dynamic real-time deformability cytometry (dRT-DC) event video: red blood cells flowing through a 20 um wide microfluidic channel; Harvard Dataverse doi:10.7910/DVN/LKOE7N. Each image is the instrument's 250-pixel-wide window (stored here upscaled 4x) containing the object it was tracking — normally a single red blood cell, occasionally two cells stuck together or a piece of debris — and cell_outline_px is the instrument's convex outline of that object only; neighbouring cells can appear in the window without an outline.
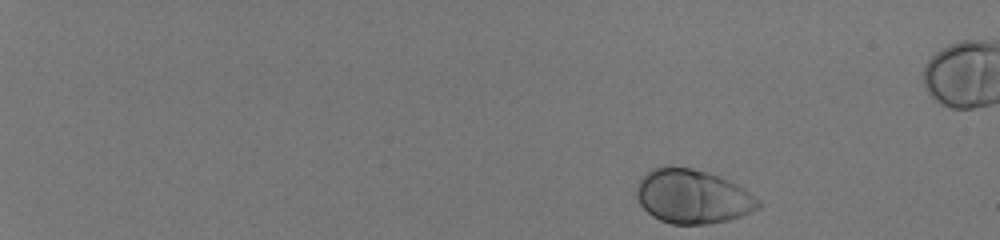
{"species": "human", "species_latin": "Homo sapiens", "temperature_condition": "room temperature", "stored_images_in_passage": 47, "camera_frame_rate_fps": 3000, "um_per_image_px": 0.085, "donor": {"sex": "male"}, "frame": {"image": 1, "passage_image": 1, "time_ms": 0.0, "image_size_px": [1000, 240], "cell_outline_px": [[760, 208], [740, 216], [728, 220], [708, 224], [672, 224], [660, 220], [652, 216], [640, 204], [636, 196], [636, 188], [640, 180], [652, 168], [692, 168], [720, 176], [744, 188], [760, 204]], "centroid_in_image_um": [58.86, 16.72], "position_along_channel_um": 26.1, "area_um2": 37.74}}
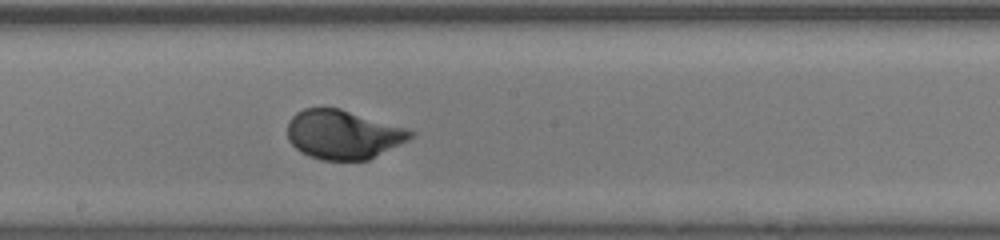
{"frame": {"image": 2, "passage_image": 28, "time_ms": 9.0, "image_size_px": [1000, 240], "cell_outline_px": [[416, 132], [408, 140], [368, 160], [320, 160], [308, 156], [300, 152], [288, 140], [288, 120], [296, 112], [304, 108], [340, 108], [404, 128]], "centroid_in_image_um": [29.12, 11.44], "position_along_channel_um": 219.1, "area_um2": 34.97}}
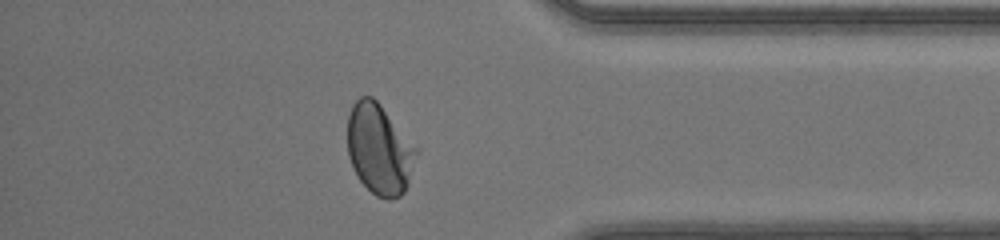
{"frame": {"image": 3, "passage_image": 42, "time_ms": 13.667, "image_size_px": [1000, 240], "cell_outline_px": [[420, 152], [408, 184], [404, 192], [400, 196], [392, 200], [388, 200], [376, 196], [360, 180], [348, 156], [348, 116], [352, 104], [360, 96], [372, 96], [380, 104]], "centroid_in_image_um": [32.27, 12.7], "position_along_channel_um": 402.9, "area_um2": 36.24}, "authors_computed_cell_mechanics": {"area_um2": 35.547, "velocity_mm_per_s": 4.1214, "shape_relaxation_time_tau1_ms": 2.1594, "shape_relaxation_time_tau2_ms": null, "deformation_change_tau1": 0.1453, "deformation_change_tau2": null}}